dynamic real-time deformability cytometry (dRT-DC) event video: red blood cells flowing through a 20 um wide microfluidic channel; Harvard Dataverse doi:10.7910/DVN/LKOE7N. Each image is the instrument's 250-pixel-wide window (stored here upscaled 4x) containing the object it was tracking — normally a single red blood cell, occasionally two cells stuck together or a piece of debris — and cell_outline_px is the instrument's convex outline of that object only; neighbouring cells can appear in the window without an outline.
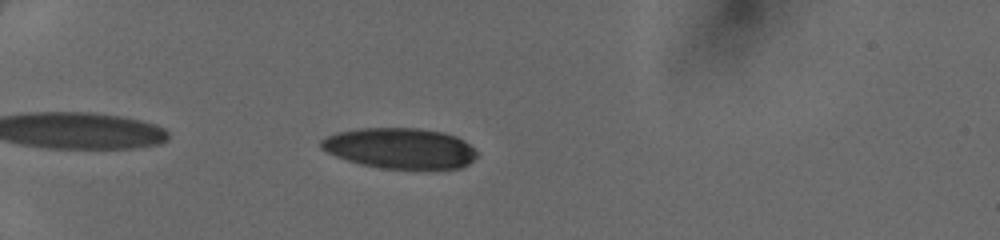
{"species": "human", "species_latin": "Homo sapiens", "temperature_condition": "cold", "stored_images_in_passage": 37, "camera_frame_rate_fps": 3000, "um_per_image_px": 0.085, "donor": {"sex": "female"}, "frame": {"image": 1, "passage_image": 4, "time_ms": 1.0, "image_size_px": [1000, 240], "cell_outline_px": [[476, 156], [468, 164], [460, 168], [380, 168], [360, 164], [336, 156], [320, 148], [320, 140], [324, 136], [336, 132], [360, 128], [420, 128], [444, 132], [456, 136], [464, 140], [476, 152]], "centroid_in_image_um": [33.96, 12.58], "position_along_channel_um": 51.0, "area_um2": 36.82}}
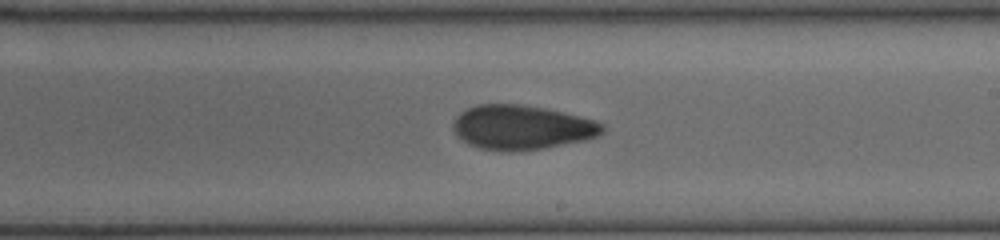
{"frame": {"image": 2, "passage_image": 20, "time_ms": 6.333, "image_size_px": [1000, 240], "cell_outline_px": [[604, 132], [596, 136], [584, 140], [544, 148], [520, 152], [500, 152], [480, 148], [456, 136], [452, 128], [452, 124], [456, 116], [460, 112], [476, 104], [520, 104], [544, 108], [564, 112], [596, 120], [604, 124]], "centroid_in_image_um": [44.34, 10.83], "position_along_channel_um": 244.7, "area_um2": 38.96}}
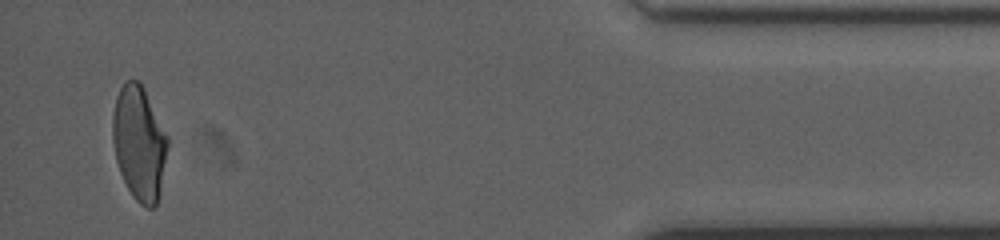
{"frame": {"image": 3, "passage_image": 36, "time_ms": 11.667, "image_size_px": [1000, 240], "cell_outline_px": [[168, 144], [160, 188], [156, 204], [152, 208], [148, 208], [140, 204], [132, 196], [120, 172], [116, 160], [112, 140], [112, 116], [116, 96], [120, 88], [128, 80], [140, 80], [168, 136]], "centroid_in_image_um": [11.81, 12.13], "position_along_channel_um": 423.4, "area_um2": 36.41}}